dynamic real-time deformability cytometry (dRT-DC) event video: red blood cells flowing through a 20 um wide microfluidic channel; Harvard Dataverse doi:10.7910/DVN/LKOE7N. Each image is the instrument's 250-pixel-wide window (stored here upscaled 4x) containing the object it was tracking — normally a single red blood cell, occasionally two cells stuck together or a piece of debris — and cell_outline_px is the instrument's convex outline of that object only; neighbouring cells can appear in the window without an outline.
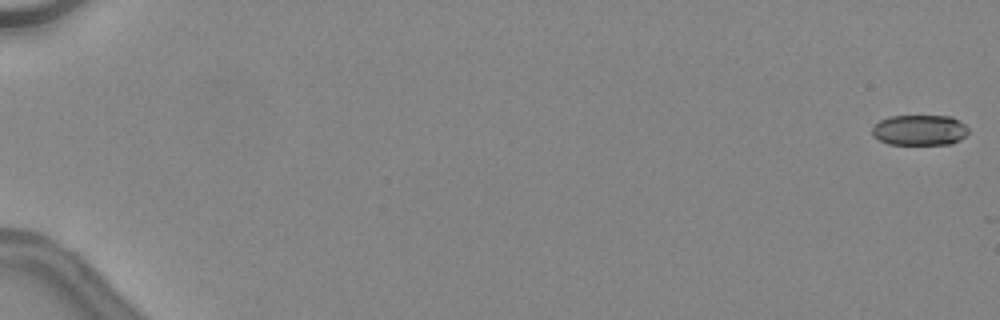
{"species": "common noctule bat (a hibernating species)", "species_latin": "Nyctalus noctula", "temperature_condition": "warm", "stored_images_in_passage": 9, "camera_frame_rate_fps": 3000, "um_per_image_px": 0.085, "animal": {"sex": "female", "body_mass_g": 24.6, "forearm_length_mm": 56.2}, "frame": {"image": 1, "passage_image": 1, "time_ms": 0.0, "image_size_px": [1000, 320], "cell_outline_px": [[968, 132], [960, 140], [952, 144], [888, 144], [872, 136], [872, 128], [880, 120], [888, 116], [952, 116], [960, 120], [968, 128]], "centroid_in_image_um": [78.17, 11.05], "position_along_channel_um": 6.8, "area_um2": 17.22}}